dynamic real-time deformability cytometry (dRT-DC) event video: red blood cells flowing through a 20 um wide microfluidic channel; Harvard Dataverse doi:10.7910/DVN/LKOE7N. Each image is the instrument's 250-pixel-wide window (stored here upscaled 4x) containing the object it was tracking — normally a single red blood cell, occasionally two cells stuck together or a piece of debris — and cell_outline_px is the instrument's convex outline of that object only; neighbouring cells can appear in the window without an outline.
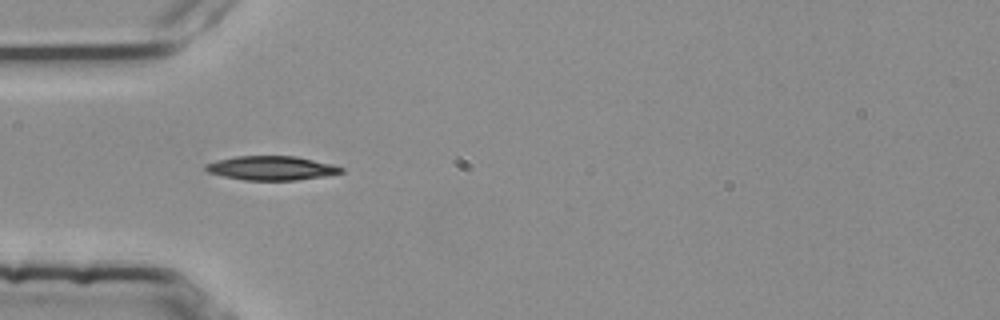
{"species": "common noctule bat (a hibernating species)", "species_latin": "Nyctalus noctula", "temperature_condition": "room temperature", "stored_images_in_passage": 41, "camera_frame_rate_fps": 3000, "um_per_image_px": 0.085, "animal": {"sex": "female", "body_mass_g": 25.1}, "frame": {"image": 1, "passage_image": 7, "time_ms": 2.0, "image_size_px": [1000, 320], "cell_outline_px": [[344, 172], [324, 176], [296, 180], [244, 180], [224, 176], [208, 172], [204, 168], [204, 164], [216, 160], [236, 156], [296, 156], [332, 164], [344, 168]], "centroid_in_image_um": [23.06, 14.28], "position_along_channel_um": 61.9, "area_um2": 19.02}}
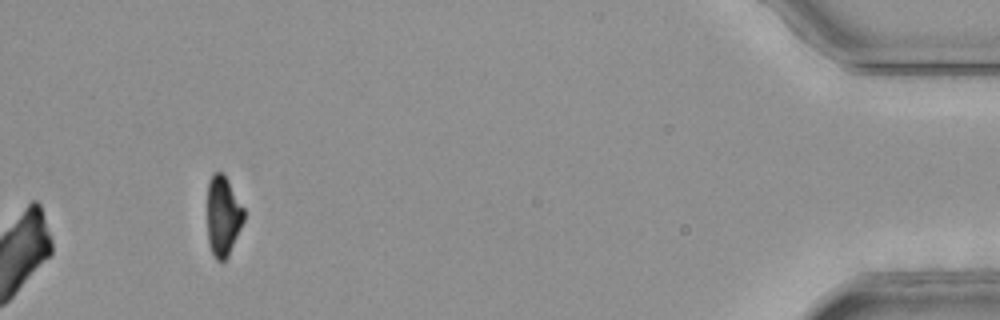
{"frame": {"image": 2, "passage_image": 41, "time_ms": 13.333, "image_size_px": [1000, 320], "cell_outline_px": [[244, 220], [228, 256], [224, 260], [216, 260], [208, 244], [208, 180], [212, 172], [220, 172], [228, 180], [244, 208]], "centroid_in_image_um": [18.95, 18.34], "position_along_channel_um": 416.2, "area_um2": 16.94}, "authors_computed_cell_mechanics": {"area_um2": 19.4786, "velocity_mm_per_s": 3.7999, "shape_relaxation_time_tau1_ms": 4.0014, "shape_relaxation_time_tau2_ms": 3.6171, "deformation_change_tau1": 0.1619, "deformation_change_tau2": 0.086}}